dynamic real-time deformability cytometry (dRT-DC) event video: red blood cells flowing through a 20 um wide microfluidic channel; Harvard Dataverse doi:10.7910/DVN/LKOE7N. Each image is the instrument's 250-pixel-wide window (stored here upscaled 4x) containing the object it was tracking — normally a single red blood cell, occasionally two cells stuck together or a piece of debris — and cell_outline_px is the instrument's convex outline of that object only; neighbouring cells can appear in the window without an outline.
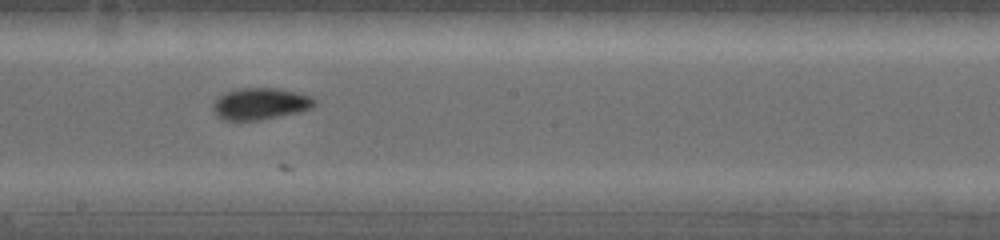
{"species": "common noctule bat (a hibernating species)", "species_latin": "Nyctalus noctula", "temperature_condition": "warm", "stored_images_in_passage": 14, "camera_frame_rate_fps": 5000, "um_per_image_px": 0.085, "animal": {"sex": "female", "body_mass_g": 19.0, "forearm_length_mm": 53.3}, "frame": {"image": 1, "passage_image": 10, "time_ms": 4.8, "image_size_px": [1000, 240], "cell_outline_px": [[316, 104], [312, 108], [300, 112], [260, 120], [224, 120], [212, 108], [212, 104], [220, 96], [228, 92], [244, 88], [280, 88], [312, 96], [316, 100]], "centroid_in_image_um": [22.2, 8.82], "position_along_channel_um": 226.0, "area_um2": 18.61}}
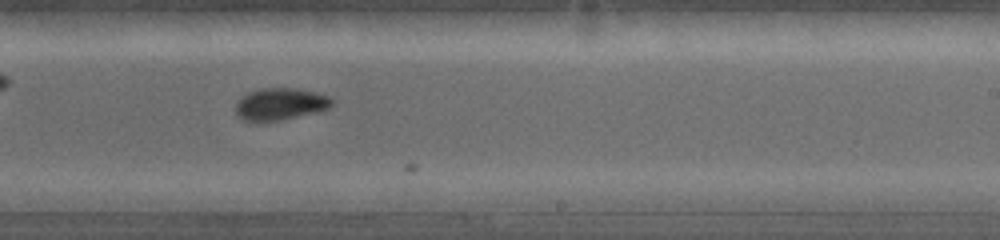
{"frame": {"image": 2, "passage_image": 11, "time_ms": 5.4, "image_size_px": [1000, 240], "cell_outline_px": [[332, 104], [328, 108], [280, 120], [260, 124], [244, 120], [236, 112], [236, 104], [244, 96], [260, 88], [292, 88], [312, 92], [328, 96], [332, 100]], "centroid_in_image_um": [23.77, 8.87], "position_along_channel_um": 265.2, "area_um2": 17.57}}